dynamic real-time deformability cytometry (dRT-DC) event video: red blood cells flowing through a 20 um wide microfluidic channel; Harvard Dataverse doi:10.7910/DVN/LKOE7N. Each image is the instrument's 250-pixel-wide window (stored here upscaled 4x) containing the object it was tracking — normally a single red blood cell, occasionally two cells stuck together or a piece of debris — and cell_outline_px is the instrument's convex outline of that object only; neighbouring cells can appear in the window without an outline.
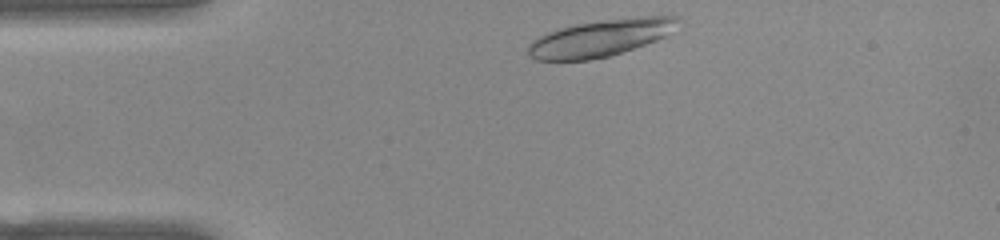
{"species": "common noctule bat (a hibernating species)", "species_latin": "Nyctalus noctula", "temperature_condition": "warm", "stored_images_in_passage": 42, "camera_frame_rate_fps": 3000, "um_per_image_px": 0.085, "animal": {"sex": "female", "body_mass_g": 22.0, "forearm_length_mm": 56.7}, "frame": {"image": 1, "passage_image": 1, "time_ms": 0.0, "image_size_px": [1000, 240], "cell_outline_px": [[680, 20], [664, 36], [656, 40], [608, 56], [588, 60], [536, 60], [528, 52], [528, 44], [532, 40], [548, 32], [560, 28], [576, 24], [640, 16], [676, 16]], "centroid_in_image_um": [50.99, 3.23], "position_along_channel_um": 34.0, "area_um2": 31.33}}